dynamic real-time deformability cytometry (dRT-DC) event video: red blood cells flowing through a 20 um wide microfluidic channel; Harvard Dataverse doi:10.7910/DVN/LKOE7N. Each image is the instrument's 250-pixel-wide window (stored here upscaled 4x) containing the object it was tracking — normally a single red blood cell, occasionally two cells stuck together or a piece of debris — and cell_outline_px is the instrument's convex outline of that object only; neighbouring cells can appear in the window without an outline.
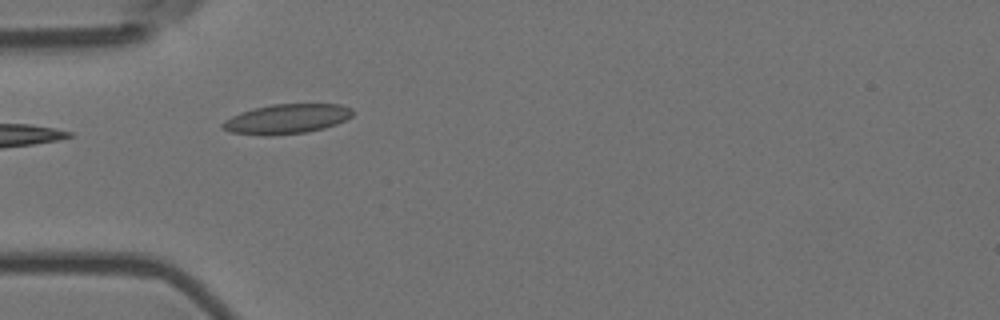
{"species": "Egyptian fruit bat (a non-hibernating species)", "species_latin": "Rousettus aegyptiacus", "temperature_condition": "room temperature", "stored_images_in_passage": 10, "camera_frame_rate_fps": 3000, "um_per_image_px": 0.085, "animal": {"sex": "female"}, "frame": {"image": 1, "passage_image": 1, "time_ms": 0.0, "image_size_px": [1000, 320], "cell_outline_px": [[352, 116], [336, 124], [324, 128], [308, 132], [268, 136], [264, 136], [232, 132], [220, 128], [220, 124], [224, 120], [240, 112], [272, 104], [340, 104], [352, 108]], "centroid_in_image_um": [24.35, 10.11], "position_along_channel_um": 60.7, "area_um2": 22.54}}